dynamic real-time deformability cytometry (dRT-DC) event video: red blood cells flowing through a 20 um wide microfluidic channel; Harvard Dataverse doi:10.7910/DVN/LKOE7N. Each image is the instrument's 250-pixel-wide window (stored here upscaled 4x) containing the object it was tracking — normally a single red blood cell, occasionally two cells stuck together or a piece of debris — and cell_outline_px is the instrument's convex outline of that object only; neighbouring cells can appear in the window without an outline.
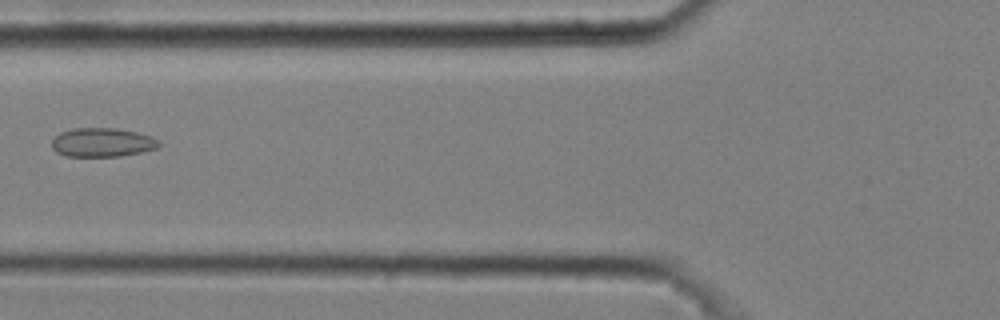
{"species": "common noctule bat (a hibernating species)", "species_latin": "Nyctalus noctula", "temperature_condition": "cold", "stored_images_in_passage": 3, "camera_frame_rate_fps": 3000, "um_per_image_px": 0.085, "animal": {"sex": "male", "body_mass_g": 20.4}, "frame": {"image": 1, "passage_image": 2, "time_ms": 0.333, "image_size_px": [1000, 320], "cell_outline_px": [[160, 144], [156, 148], [140, 152], [120, 156], [64, 156], [56, 152], [52, 148], [52, 140], [60, 132], [72, 128], [116, 128], [136, 132], [152, 136], [160, 140]], "centroid_in_image_um": [8.68, 12.1], "position_along_channel_um": 117.1, "area_um2": 18.09}}
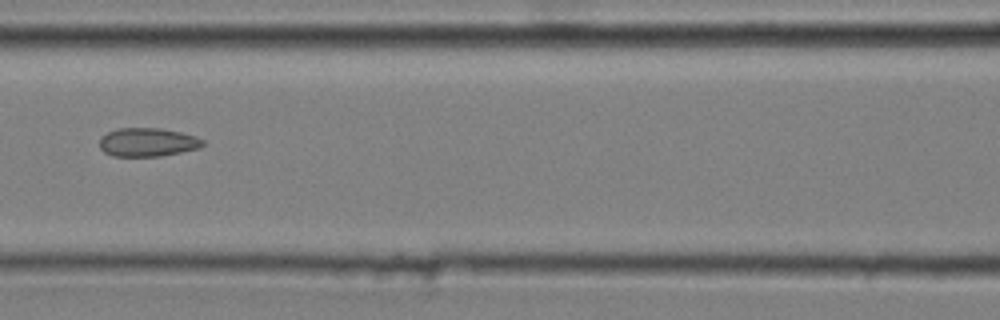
{"frame": {"image": 2, "passage_image": 3, "time_ms": 0.667, "image_size_px": [1000, 320], "cell_outline_px": [[204, 144], [200, 148], [160, 156], [112, 156], [104, 152], [100, 148], [100, 136], [108, 132], [120, 128], [160, 128], [180, 132], [196, 136], [204, 140]], "centroid_in_image_um": [12.54, 12.09], "position_along_channel_um": 154.1, "area_um2": 17.22}}